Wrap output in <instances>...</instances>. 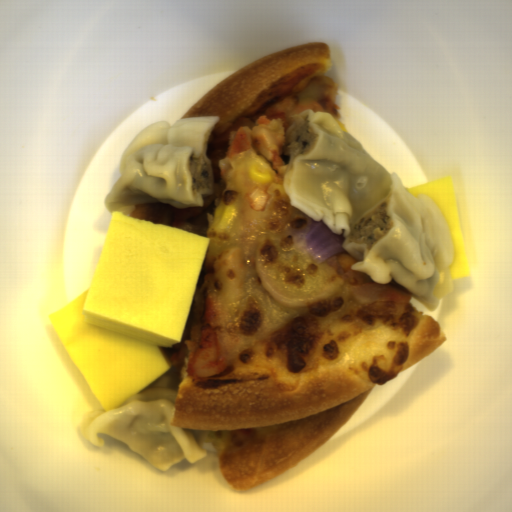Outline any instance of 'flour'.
Segmentation results:
<instances>
[{
	"instance_id": "obj_1",
	"label": "flour",
	"mask_w": 512,
	"mask_h": 512,
	"mask_svg": "<svg viewBox=\"0 0 512 512\" xmlns=\"http://www.w3.org/2000/svg\"><path fill=\"white\" fill-rule=\"evenodd\" d=\"M287 165H279L290 205L323 221L373 282L392 279L431 313L452 293L455 259L434 201L412 196L363 143L329 114L304 110L285 128Z\"/></svg>"
},
{
	"instance_id": "obj_2",
	"label": "flour",
	"mask_w": 512,
	"mask_h": 512,
	"mask_svg": "<svg viewBox=\"0 0 512 512\" xmlns=\"http://www.w3.org/2000/svg\"><path fill=\"white\" fill-rule=\"evenodd\" d=\"M220 119L179 117L171 125L156 121L142 128L122 153L120 177L103 201L108 212L150 202L203 207L202 195L214 191L206 150Z\"/></svg>"
},
{
	"instance_id": "obj_3",
	"label": "flour",
	"mask_w": 512,
	"mask_h": 512,
	"mask_svg": "<svg viewBox=\"0 0 512 512\" xmlns=\"http://www.w3.org/2000/svg\"><path fill=\"white\" fill-rule=\"evenodd\" d=\"M176 390L147 388L112 411L86 413L79 432L94 445L104 446L100 434L113 437L151 466L166 471L183 460L191 464L205 458L190 429L172 426Z\"/></svg>"
}]
</instances>
